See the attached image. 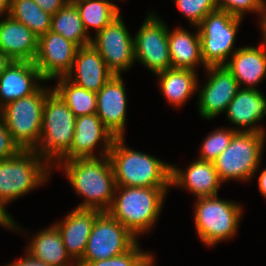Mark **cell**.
Masks as SVG:
<instances>
[{
	"label": "cell",
	"mask_w": 266,
	"mask_h": 266,
	"mask_svg": "<svg viewBox=\"0 0 266 266\" xmlns=\"http://www.w3.org/2000/svg\"><path fill=\"white\" fill-rule=\"evenodd\" d=\"M57 84L53 90L67 104L75 117L96 114V92L88 91L74 84L67 77H59V83Z\"/></svg>",
	"instance_id": "obj_28"
},
{
	"label": "cell",
	"mask_w": 266,
	"mask_h": 266,
	"mask_svg": "<svg viewBox=\"0 0 266 266\" xmlns=\"http://www.w3.org/2000/svg\"><path fill=\"white\" fill-rule=\"evenodd\" d=\"M42 159L36 150H20L15 156L0 160V204L3 208L7 202L45 183L51 169Z\"/></svg>",
	"instance_id": "obj_5"
},
{
	"label": "cell",
	"mask_w": 266,
	"mask_h": 266,
	"mask_svg": "<svg viewBox=\"0 0 266 266\" xmlns=\"http://www.w3.org/2000/svg\"><path fill=\"white\" fill-rule=\"evenodd\" d=\"M258 188L264 197H266V169H264L258 177Z\"/></svg>",
	"instance_id": "obj_39"
},
{
	"label": "cell",
	"mask_w": 266,
	"mask_h": 266,
	"mask_svg": "<svg viewBox=\"0 0 266 266\" xmlns=\"http://www.w3.org/2000/svg\"><path fill=\"white\" fill-rule=\"evenodd\" d=\"M39 7L51 15L64 7L70 0H34Z\"/></svg>",
	"instance_id": "obj_36"
},
{
	"label": "cell",
	"mask_w": 266,
	"mask_h": 266,
	"mask_svg": "<svg viewBox=\"0 0 266 266\" xmlns=\"http://www.w3.org/2000/svg\"><path fill=\"white\" fill-rule=\"evenodd\" d=\"M179 11L190 20L192 25L197 27L204 17L216 10V0H175Z\"/></svg>",
	"instance_id": "obj_33"
},
{
	"label": "cell",
	"mask_w": 266,
	"mask_h": 266,
	"mask_svg": "<svg viewBox=\"0 0 266 266\" xmlns=\"http://www.w3.org/2000/svg\"><path fill=\"white\" fill-rule=\"evenodd\" d=\"M168 41L172 68L195 70L200 62L204 65L199 31L192 35L183 28L168 30Z\"/></svg>",
	"instance_id": "obj_25"
},
{
	"label": "cell",
	"mask_w": 266,
	"mask_h": 266,
	"mask_svg": "<svg viewBox=\"0 0 266 266\" xmlns=\"http://www.w3.org/2000/svg\"><path fill=\"white\" fill-rule=\"evenodd\" d=\"M75 121L76 117L67 104L52 89L46 96L43 107L38 144L40 146L35 149L44 160L52 163L51 160L57 158V162L70 150L75 133Z\"/></svg>",
	"instance_id": "obj_4"
},
{
	"label": "cell",
	"mask_w": 266,
	"mask_h": 266,
	"mask_svg": "<svg viewBox=\"0 0 266 266\" xmlns=\"http://www.w3.org/2000/svg\"><path fill=\"white\" fill-rule=\"evenodd\" d=\"M241 131L240 129H217L208 135L202 146H201V154L199 156L200 160L207 162H214L217 157L224 151L227 146L230 144L233 135L237 132Z\"/></svg>",
	"instance_id": "obj_32"
},
{
	"label": "cell",
	"mask_w": 266,
	"mask_h": 266,
	"mask_svg": "<svg viewBox=\"0 0 266 266\" xmlns=\"http://www.w3.org/2000/svg\"><path fill=\"white\" fill-rule=\"evenodd\" d=\"M79 12L84 29L103 30L115 17L120 14L119 7L109 0H70Z\"/></svg>",
	"instance_id": "obj_29"
},
{
	"label": "cell",
	"mask_w": 266,
	"mask_h": 266,
	"mask_svg": "<svg viewBox=\"0 0 266 266\" xmlns=\"http://www.w3.org/2000/svg\"><path fill=\"white\" fill-rule=\"evenodd\" d=\"M96 94L97 116L115 138H123L127 98L121 75H114Z\"/></svg>",
	"instance_id": "obj_16"
},
{
	"label": "cell",
	"mask_w": 266,
	"mask_h": 266,
	"mask_svg": "<svg viewBox=\"0 0 266 266\" xmlns=\"http://www.w3.org/2000/svg\"><path fill=\"white\" fill-rule=\"evenodd\" d=\"M37 80L44 81L34 62L12 60L0 76V108L35 93Z\"/></svg>",
	"instance_id": "obj_17"
},
{
	"label": "cell",
	"mask_w": 266,
	"mask_h": 266,
	"mask_svg": "<svg viewBox=\"0 0 266 266\" xmlns=\"http://www.w3.org/2000/svg\"><path fill=\"white\" fill-rule=\"evenodd\" d=\"M77 266H153V256L140 251L136 243L129 251L101 261H79Z\"/></svg>",
	"instance_id": "obj_31"
},
{
	"label": "cell",
	"mask_w": 266,
	"mask_h": 266,
	"mask_svg": "<svg viewBox=\"0 0 266 266\" xmlns=\"http://www.w3.org/2000/svg\"><path fill=\"white\" fill-rule=\"evenodd\" d=\"M9 15L38 38L51 30L52 15L44 12L34 0H12Z\"/></svg>",
	"instance_id": "obj_30"
},
{
	"label": "cell",
	"mask_w": 266,
	"mask_h": 266,
	"mask_svg": "<svg viewBox=\"0 0 266 266\" xmlns=\"http://www.w3.org/2000/svg\"><path fill=\"white\" fill-rule=\"evenodd\" d=\"M221 183L213 162L198 159L186 171L171 166V185H181L197 198L217 196Z\"/></svg>",
	"instance_id": "obj_21"
},
{
	"label": "cell",
	"mask_w": 266,
	"mask_h": 266,
	"mask_svg": "<svg viewBox=\"0 0 266 266\" xmlns=\"http://www.w3.org/2000/svg\"><path fill=\"white\" fill-rule=\"evenodd\" d=\"M241 20L242 18L226 11L216 10L207 14L197 26L205 68L227 64L225 61L228 56H232L237 50L233 49V45Z\"/></svg>",
	"instance_id": "obj_9"
},
{
	"label": "cell",
	"mask_w": 266,
	"mask_h": 266,
	"mask_svg": "<svg viewBox=\"0 0 266 266\" xmlns=\"http://www.w3.org/2000/svg\"><path fill=\"white\" fill-rule=\"evenodd\" d=\"M12 60L0 52V76Z\"/></svg>",
	"instance_id": "obj_40"
},
{
	"label": "cell",
	"mask_w": 266,
	"mask_h": 266,
	"mask_svg": "<svg viewBox=\"0 0 266 266\" xmlns=\"http://www.w3.org/2000/svg\"><path fill=\"white\" fill-rule=\"evenodd\" d=\"M50 90L40 87L30 96L10 102L0 109L12 140L21 150H35L40 141L43 107Z\"/></svg>",
	"instance_id": "obj_6"
},
{
	"label": "cell",
	"mask_w": 266,
	"mask_h": 266,
	"mask_svg": "<svg viewBox=\"0 0 266 266\" xmlns=\"http://www.w3.org/2000/svg\"><path fill=\"white\" fill-rule=\"evenodd\" d=\"M209 78L199 95V110L202 117L211 119L227 110L239 85L226 66L206 67Z\"/></svg>",
	"instance_id": "obj_14"
},
{
	"label": "cell",
	"mask_w": 266,
	"mask_h": 266,
	"mask_svg": "<svg viewBox=\"0 0 266 266\" xmlns=\"http://www.w3.org/2000/svg\"><path fill=\"white\" fill-rule=\"evenodd\" d=\"M134 57L154 74L172 68L167 26L154 14L148 15L134 38Z\"/></svg>",
	"instance_id": "obj_12"
},
{
	"label": "cell",
	"mask_w": 266,
	"mask_h": 266,
	"mask_svg": "<svg viewBox=\"0 0 266 266\" xmlns=\"http://www.w3.org/2000/svg\"><path fill=\"white\" fill-rule=\"evenodd\" d=\"M100 213L96 209L76 208L62 223L54 224L60 231L67 254L76 259V264L83 258L93 223Z\"/></svg>",
	"instance_id": "obj_20"
},
{
	"label": "cell",
	"mask_w": 266,
	"mask_h": 266,
	"mask_svg": "<svg viewBox=\"0 0 266 266\" xmlns=\"http://www.w3.org/2000/svg\"><path fill=\"white\" fill-rule=\"evenodd\" d=\"M12 5V0H0V15L4 12L9 15L10 9Z\"/></svg>",
	"instance_id": "obj_41"
},
{
	"label": "cell",
	"mask_w": 266,
	"mask_h": 266,
	"mask_svg": "<svg viewBox=\"0 0 266 266\" xmlns=\"http://www.w3.org/2000/svg\"><path fill=\"white\" fill-rule=\"evenodd\" d=\"M0 225L7 227L8 229H16L15 222L12 217L6 212L0 204Z\"/></svg>",
	"instance_id": "obj_38"
},
{
	"label": "cell",
	"mask_w": 266,
	"mask_h": 266,
	"mask_svg": "<svg viewBox=\"0 0 266 266\" xmlns=\"http://www.w3.org/2000/svg\"><path fill=\"white\" fill-rule=\"evenodd\" d=\"M104 142L101 154L107 156L115 137L105 127L97 114L76 117L75 133L70 150L59 160H72L75 158L96 157L93 153L94 147L100 142Z\"/></svg>",
	"instance_id": "obj_15"
},
{
	"label": "cell",
	"mask_w": 266,
	"mask_h": 266,
	"mask_svg": "<svg viewBox=\"0 0 266 266\" xmlns=\"http://www.w3.org/2000/svg\"><path fill=\"white\" fill-rule=\"evenodd\" d=\"M120 14L91 39V45L99 52L108 69L120 76L135 61L134 39L128 32Z\"/></svg>",
	"instance_id": "obj_11"
},
{
	"label": "cell",
	"mask_w": 266,
	"mask_h": 266,
	"mask_svg": "<svg viewBox=\"0 0 266 266\" xmlns=\"http://www.w3.org/2000/svg\"><path fill=\"white\" fill-rule=\"evenodd\" d=\"M30 243L27 251L32 258L52 266H71L68 262L71 258L55 225L38 232Z\"/></svg>",
	"instance_id": "obj_24"
},
{
	"label": "cell",
	"mask_w": 266,
	"mask_h": 266,
	"mask_svg": "<svg viewBox=\"0 0 266 266\" xmlns=\"http://www.w3.org/2000/svg\"><path fill=\"white\" fill-rule=\"evenodd\" d=\"M227 117L237 126L248 127L242 131L265 133L256 123L266 114V97L257 89L239 88L227 107ZM255 125V126H254Z\"/></svg>",
	"instance_id": "obj_23"
},
{
	"label": "cell",
	"mask_w": 266,
	"mask_h": 266,
	"mask_svg": "<svg viewBox=\"0 0 266 266\" xmlns=\"http://www.w3.org/2000/svg\"><path fill=\"white\" fill-rule=\"evenodd\" d=\"M78 46L62 35L48 31L38 38L33 61L44 80L66 77L72 69Z\"/></svg>",
	"instance_id": "obj_13"
},
{
	"label": "cell",
	"mask_w": 266,
	"mask_h": 266,
	"mask_svg": "<svg viewBox=\"0 0 266 266\" xmlns=\"http://www.w3.org/2000/svg\"><path fill=\"white\" fill-rule=\"evenodd\" d=\"M116 186L170 187L171 166L161 160L124 145L123 138H115L108 153Z\"/></svg>",
	"instance_id": "obj_2"
},
{
	"label": "cell",
	"mask_w": 266,
	"mask_h": 266,
	"mask_svg": "<svg viewBox=\"0 0 266 266\" xmlns=\"http://www.w3.org/2000/svg\"><path fill=\"white\" fill-rule=\"evenodd\" d=\"M261 30H262V32H263V37H265L266 38V19H265V22H264V24L261 26Z\"/></svg>",
	"instance_id": "obj_42"
},
{
	"label": "cell",
	"mask_w": 266,
	"mask_h": 266,
	"mask_svg": "<svg viewBox=\"0 0 266 266\" xmlns=\"http://www.w3.org/2000/svg\"><path fill=\"white\" fill-rule=\"evenodd\" d=\"M218 10L243 18L244 12L262 13L261 26L266 19V4L264 0H216Z\"/></svg>",
	"instance_id": "obj_34"
},
{
	"label": "cell",
	"mask_w": 266,
	"mask_h": 266,
	"mask_svg": "<svg viewBox=\"0 0 266 266\" xmlns=\"http://www.w3.org/2000/svg\"><path fill=\"white\" fill-rule=\"evenodd\" d=\"M168 187L116 186L108 213L135 237L149 230L160 215ZM117 190V191H116Z\"/></svg>",
	"instance_id": "obj_3"
},
{
	"label": "cell",
	"mask_w": 266,
	"mask_h": 266,
	"mask_svg": "<svg viewBox=\"0 0 266 266\" xmlns=\"http://www.w3.org/2000/svg\"><path fill=\"white\" fill-rule=\"evenodd\" d=\"M226 62L225 66L236 78L239 88L244 83L248 86L245 88L256 89L254 86L266 76V38L259 47L238 48Z\"/></svg>",
	"instance_id": "obj_22"
},
{
	"label": "cell",
	"mask_w": 266,
	"mask_h": 266,
	"mask_svg": "<svg viewBox=\"0 0 266 266\" xmlns=\"http://www.w3.org/2000/svg\"><path fill=\"white\" fill-rule=\"evenodd\" d=\"M50 31L62 35L78 47L91 45V37L84 29L77 7L71 1L52 15Z\"/></svg>",
	"instance_id": "obj_27"
},
{
	"label": "cell",
	"mask_w": 266,
	"mask_h": 266,
	"mask_svg": "<svg viewBox=\"0 0 266 266\" xmlns=\"http://www.w3.org/2000/svg\"><path fill=\"white\" fill-rule=\"evenodd\" d=\"M161 91L169 103L180 106L196 91L198 81L195 70L169 68L156 73Z\"/></svg>",
	"instance_id": "obj_26"
},
{
	"label": "cell",
	"mask_w": 266,
	"mask_h": 266,
	"mask_svg": "<svg viewBox=\"0 0 266 266\" xmlns=\"http://www.w3.org/2000/svg\"><path fill=\"white\" fill-rule=\"evenodd\" d=\"M21 149L12 140L3 118L0 115V160L15 156Z\"/></svg>",
	"instance_id": "obj_35"
},
{
	"label": "cell",
	"mask_w": 266,
	"mask_h": 266,
	"mask_svg": "<svg viewBox=\"0 0 266 266\" xmlns=\"http://www.w3.org/2000/svg\"><path fill=\"white\" fill-rule=\"evenodd\" d=\"M6 266H52L49 264H46L45 262L36 260L32 258L29 254H27V257L24 259H19V261H15L12 264L6 265Z\"/></svg>",
	"instance_id": "obj_37"
},
{
	"label": "cell",
	"mask_w": 266,
	"mask_h": 266,
	"mask_svg": "<svg viewBox=\"0 0 266 266\" xmlns=\"http://www.w3.org/2000/svg\"><path fill=\"white\" fill-rule=\"evenodd\" d=\"M38 37L23 23L7 15L0 20V52L11 60L31 61L36 58Z\"/></svg>",
	"instance_id": "obj_19"
},
{
	"label": "cell",
	"mask_w": 266,
	"mask_h": 266,
	"mask_svg": "<svg viewBox=\"0 0 266 266\" xmlns=\"http://www.w3.org/2000/svg\"><path fill=\"white\" fill-rule=\"evenodd\" d=\"M195 206V228L199 238L212 246L235 235L242 209L240 205L219 199L201 197Z\"/></svg>",
	"instance_id": "obj_8"
},
{
	"label": "cell",
	"mask_w": 266,
	"mask_h": 266,
	"mask_svg": "<svg viewBox=\"0 0 266 266\" xmlns=\"http://www.w3.org/2000/svg\"><path fill=\"white\" fill-rule=\"evenodd\" d=\"M265 140V133L237 131L227 146L213 162L219 179L248 180L254 177Z\"/></svg>",
	"instance_id": "obj_7"
},
{
	"label": "cell",
	"mask_w": 266,
	"mask_h": 266,
	"mask_svg": "<svg viewBox=\"0 0 266 266\" xmlns=\"http://www.w3.org/2000/svg\"><path fill=\"white\" fill-rule=\"evenodd\" d=\"M74 69L75 79L72 80ZM113 76L99 52L88 45L78 48L72 69L66 77L74 84L97 93Z\"/></svg>",
	"instance_id": "obj_18"
},
{
	"label": "cell",
	"mask_w": 266,
	"mask_h": 266,
	"mask_svg": "<svg viewBox=\"0 0 266 266\" xmlns=\"http://www.w3.org/2000/svg\"><path fill=\"white\" fill-rule=\"evenodd\" d=\"M102 158V159H101ZM63 167L70 184L85 201L76 208L107 212L111 207L116 183L110 159L107 156L64 160Z\"/></svg>",
	"instance_id": "obj_1"
},
{
	"label": "cell",
	"mask_w": 266,
	"mask_h": 266,
	"mask_svg": "<svg viewBox=\"0 0 266 266\" xmlns=\"http://www.w3.org/2000/svg\"><path fill=\"white\" fill-rule=\"evenodd\" d=\"M137 243L136 237L108 212L95 219L80 261H101L124 254Z\"/></svg>",
	"instance_id": "obj_10"
}]
</instances>
